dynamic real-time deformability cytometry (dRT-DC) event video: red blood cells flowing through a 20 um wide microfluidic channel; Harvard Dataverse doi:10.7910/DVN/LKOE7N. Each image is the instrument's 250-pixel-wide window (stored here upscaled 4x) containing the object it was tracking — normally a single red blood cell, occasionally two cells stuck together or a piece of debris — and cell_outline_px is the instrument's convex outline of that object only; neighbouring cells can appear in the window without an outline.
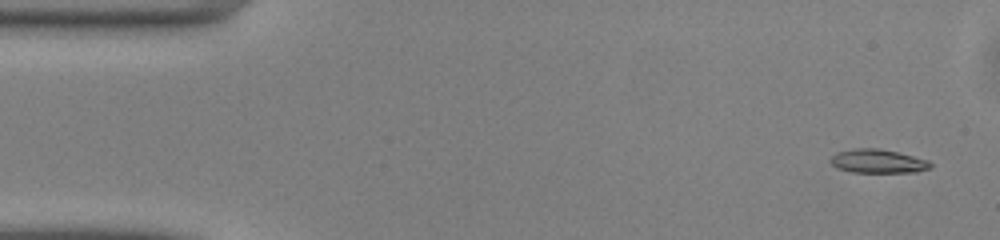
{"species": "common noctule bat (a hibernating species)", "species_latin": "Nyctalus noctula", "temperature_condition": "warm", "stored_images_in_passage": 49, "camera_frame_rate_fps": 3000, "um_per_image_px": 0.085, "animal": {"sex": "male", "body_mass_g": 13.0, "forearm_length_mm": 53.1}, "frame": {"image": 1, "passage_image": 2, "time_ms": 0.333, "image_size_px": [1000, 240], "cell_outline_px": [[932, 168], [916, 172], [852, 172], [836, 168], [828, 160], [836, 152], [852, 148], [880, 148], [928, 160], [932, 164]], "centroid_in_image_um": [74.59, 13.7], "position_along_channel_um": 10.4, "area_um2": 13.93}}
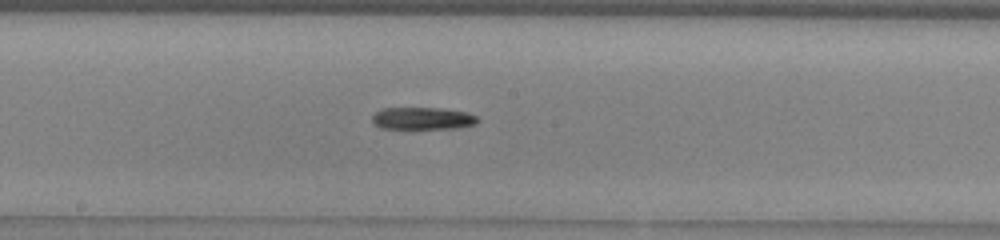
{"frame": {"image": 2, "passage_image": 25, "time_ms": 8.0, "image_size_px": [1000, 240], "cell_outline_px": [[480, 120], [476, 124], [456, 128], [412, 132], [380, 128], [372, 124], [372, 116], [376, 112], [384, 108], [440, 108], [464, 112], [480, 116]], "centroid_in_image_um": [35.89, 10.13], "position_along_channel_um": 212.3, "area_um2": 14.8}}
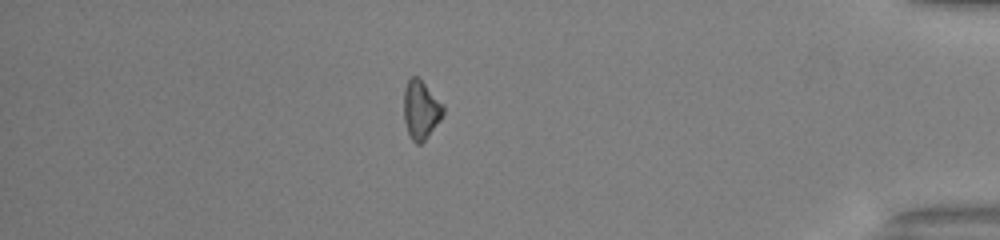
{"frame": {"image": 3, "passage_image": 42, "time_ms": 13.667, "image_size_px": [1000, 240], "cell_outline_px": [[444, 112], [440, 120], [424, 140], [420, 144], [416, 144], [412, 140], [408, 132], [404, 120], [404, 88], [408, 80], [412, 76], [416, 76], [444, 104]], "centroid_in_image_um": [35.77, 9.33], "position_along_channel_um": 399.4, "area_um2": 13.24}}